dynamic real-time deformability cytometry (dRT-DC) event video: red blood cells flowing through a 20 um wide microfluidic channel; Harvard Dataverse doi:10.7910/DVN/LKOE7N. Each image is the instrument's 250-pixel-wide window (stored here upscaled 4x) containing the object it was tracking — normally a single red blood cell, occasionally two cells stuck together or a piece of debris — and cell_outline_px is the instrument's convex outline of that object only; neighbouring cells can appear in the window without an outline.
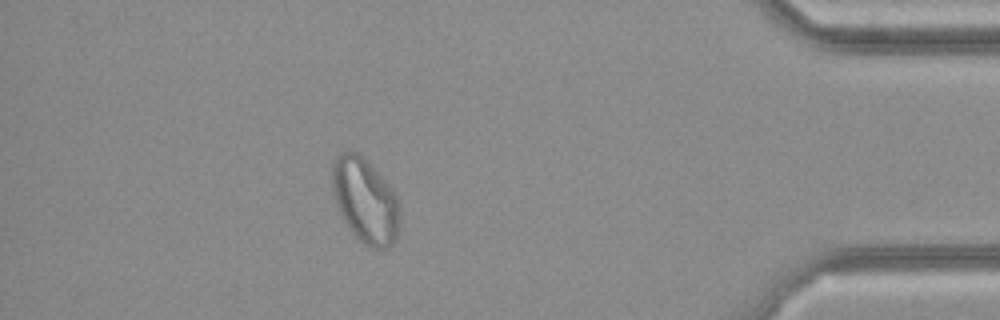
{"species": "common noctule bat (a hibernating species)", "species_latin": "Nyctalus noctula", "temperature_condition": "cold", "stored_images_in_passage": 37, "segment_of_instrument_passage": [1, 2], "camera_frame_rate_fps": 3000, "um_per_image_px": 0.085, "animal": {"sex": "female", "body_mass_g": 21.9}, "frame": {"image": 1, "passage_image": 32, "time_ms": 10.333, "image_size_px": [1000, 320], "cell_outline_px": [[400, 228], [392, 244], [384, 248], [368, 248], [348, 228], [340, 212], [332, 188], [332, 164], [336, 156], [340, 152], [356, 152], [364, 156], [392, 188], [396, 196], [400, 208]], "centroid_in_image_um": [31.06, 17.04], "position_along_channel_um": 404.1, "area_um2": 33.47}}